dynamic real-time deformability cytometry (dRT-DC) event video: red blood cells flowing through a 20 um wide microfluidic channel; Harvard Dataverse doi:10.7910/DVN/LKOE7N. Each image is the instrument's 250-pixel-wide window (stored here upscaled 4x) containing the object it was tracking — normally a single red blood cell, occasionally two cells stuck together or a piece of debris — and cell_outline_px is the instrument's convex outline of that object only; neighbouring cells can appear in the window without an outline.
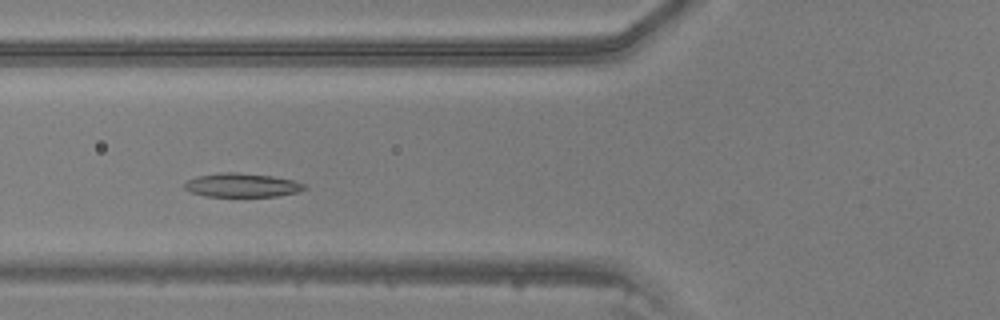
{"species": "common noctule bat (a hibernating species)", "species_latin": "Nyctalus noctula", "temperature_condition": "warm", "stored_images_in_passage": 30, "camera_frame_rate_fps": 3000, "um_per_image_px": 0.085, "animal": {"sex": "male", "body_mass_g": 20.5, "forearm_length_mm": 52.5}, "frame": {"image": 1, "passage_image": 8, "time_ms": 2.333, "image_size_px": [1000, 320], "cell_outline_px": [[308, 188], [300, 192], [276, 196], [204, 196], [192, 192], [184, 188], [184, 184], [188, 180], [196, 176], [220, 172], [236, 172], [272, 176], [292, 180], [304, 184]], "centroid_in_image_um": [20.57, 15.73], "position_along_channel_um": 105.2, "area_um2": 16.65}}
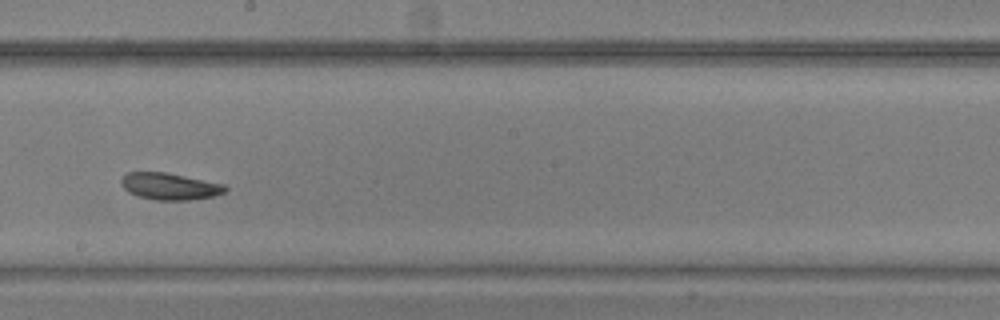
{"frame": {"image": 2, "passage_image": 17, "time_ms": 5.333, "image_size_px": [1000, 320], "cell_outline_px": [[228, 188], [224, 192], [216, 196], [188, 200], [156, 200], [140, 196], [128, 192], [120, 184], [120, 180], [128, 172], [168, 172], [224, 184]], "centroid_in_image_um": [14.44, 15.83], "position_along_channel_um": 233.8, "area_um2": 16.3}}
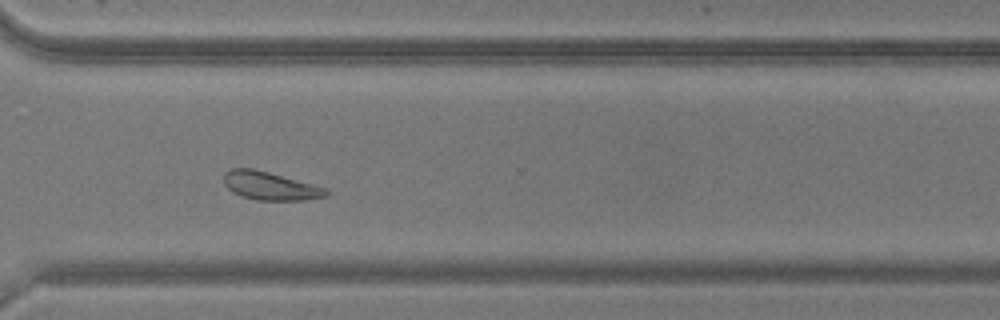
{"frame": {"image": 3, "passage_image": 25, "time_ms": 8.0, "image_size_px": [1000, 320], "cell_outline_px": [[328, 196], [304, 200], [256, 200], [240, 196], [232, 192], [224, 184], [224, 172], [232, 168], [252, 168], [268, 172], [328, 188]], "centroid_in_image_um": [22.95, 15.8], "position_along_channel_um": 347.6, "area_um2": 16.88}}